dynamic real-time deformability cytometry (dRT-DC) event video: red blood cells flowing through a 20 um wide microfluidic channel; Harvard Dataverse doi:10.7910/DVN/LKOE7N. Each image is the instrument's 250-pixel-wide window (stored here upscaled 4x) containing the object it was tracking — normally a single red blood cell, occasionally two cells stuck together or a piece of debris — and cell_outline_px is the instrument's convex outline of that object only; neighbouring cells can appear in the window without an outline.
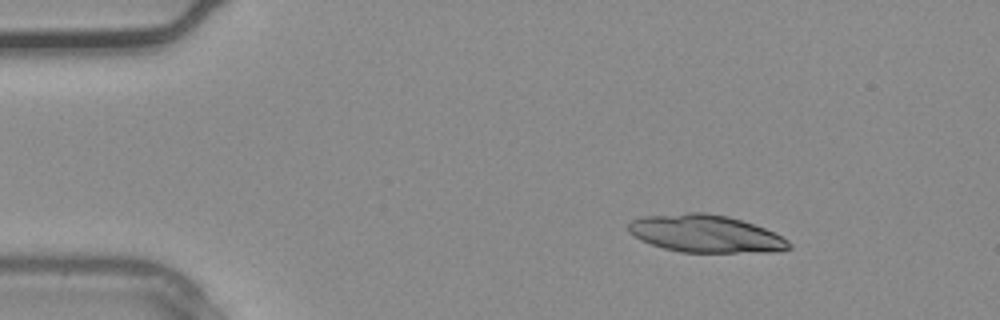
{"species": "common noctule bat (a hibernating species)", "species_latin": "Nyctalus noctula", "temperature_condition": "warm", "stored_images_in_passage": 31, "camera_frame_rate_fps": 3000, "um_per_image_px": 0.085, "animal": {"sex": "male", "body_mass_g": 20.4}, "frame": {"image": 1, "passage_image": 1, "time_ms": 0.0, "image_size_px": [1000, 320], "cell_outline_px": [[792, 248], [780, 252], [680, 252], [664, 248], [640, 240], [628, 232], [628, 224], [632, 220], [644, 216], [688, 212], [704, 212], [728, 216], [764, 228], [788, 240], [792, 244]], "centroid_in_image_um": [59.98, 19.87], "position_along_channel_um": 25.0, "area_um2": 35.14}}